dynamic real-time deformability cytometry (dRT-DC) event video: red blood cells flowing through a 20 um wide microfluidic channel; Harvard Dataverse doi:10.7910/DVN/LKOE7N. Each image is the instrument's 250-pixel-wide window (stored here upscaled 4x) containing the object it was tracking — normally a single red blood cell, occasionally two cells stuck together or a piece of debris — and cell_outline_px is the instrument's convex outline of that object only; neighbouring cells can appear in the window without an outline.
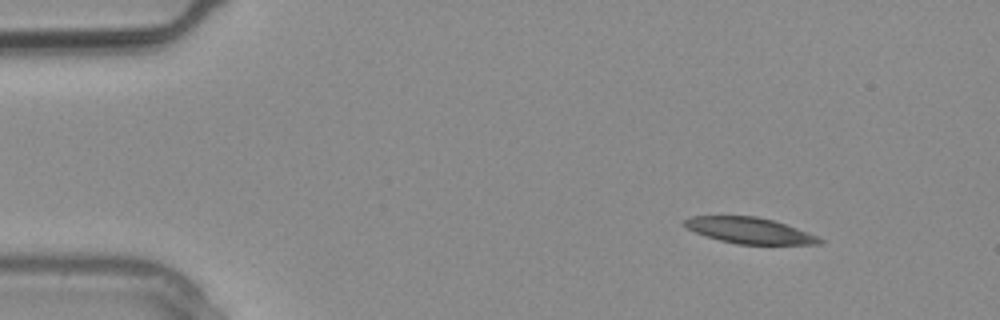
{"species": "common noctule bat (a hibernating species)", "species_latin": "Nyctalus noctula", "temperature_condition": "warm", "stored_images_in_passage": 3, "camera_frame_rate_fps": 3000, "um_per_image_px": 0.085, "animal": {"sex": "male", "body_mass_g": 20.4}, "frame": {"image": 1, "passage_image": 3, "time_ms": 0.667, "image_size_px": [1000, 320], "cell_outline_px": [[824, 240], [820, 244], [736, 244], [704, 236], [688, 228], [684, 224], [684, 220], [692, 216], [756, 216], [772, 220], [796, 228], [816, 236]], "centroid_in_image_um": [63.68, 19.59], "position_along_channel_um": 21.3, "area_um2": 20.11}}